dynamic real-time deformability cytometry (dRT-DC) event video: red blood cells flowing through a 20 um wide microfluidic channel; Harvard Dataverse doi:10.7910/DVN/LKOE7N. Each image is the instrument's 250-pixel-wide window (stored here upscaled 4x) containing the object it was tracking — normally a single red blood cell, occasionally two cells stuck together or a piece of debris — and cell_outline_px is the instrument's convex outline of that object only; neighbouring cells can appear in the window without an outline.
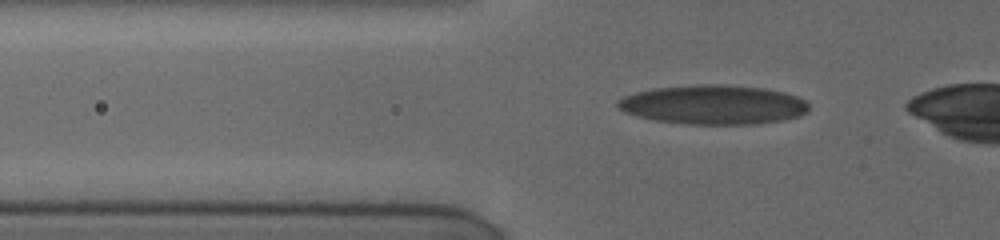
{"species": "human", "species_latin": "Homo sapiens", "temperature_condition": "cold", "stored_images_in_passage": 10, "camera_frame_rate_fps": 3000, "um_per_image_px": 0.085, "donor": {"sex": "female"}, "frame": {"image": 1, "passage_image": 7, "time_ms": 2.333, "image_size_px": [1000, 240], "cell_outline_px": [[808, 112], [800, 116], [784, 120], [756, 124], [684, 124], [656, 120], [636, 116], [624, 112], [616, 108], [616, 100], [624, 96], [636, 92], [652, 88], [704, 84], [716, 84], [760, 88], [784, 92], [796, 96], [804, 100], [808, 104]], "centroid_in_image_um": [60.6, 8.91], "position_along_channel_um": 65.2, "area_um2": 43.87}}